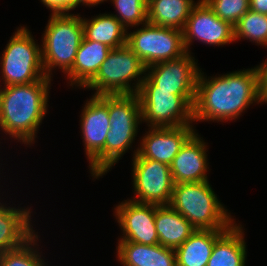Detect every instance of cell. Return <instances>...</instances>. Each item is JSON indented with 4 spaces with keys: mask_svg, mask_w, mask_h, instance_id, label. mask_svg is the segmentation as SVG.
Wrapping results in <instances>:
<instances>
[{
    "mask_svg": "<svg viewBox=\"0 0 267 266\" xmlns=\"http://www.w3.org/2000/svg\"><path fill=\"white\" fill-rule=\"evenodd\" d=\"M41 55L44 72L51 77L58 67L66 74L73 66L84 37L80 14H50L42 35Z\"/></svg>",
    "mask_w": 267,
    "mask_h": 266,
    "instance_id": "obj_4",
    "label": "cell"
},
{
    "mask_svg": "<svg viewBox=\"0 0 267 266\" xmlns=\"http://www.w3.org/2000/svg\"><path fill=\"white\" fill-rule=\"evenodd\" d=\"M192 53L175 60L155 63L146 67V76L139 90H165L175 95H196L200 71Z\"/></svg>",
    "mask_w": 267,
    "mask_h": 266,
    "instance_id": "obj_11",
    "label": "cell"
},
{
    "mask_svg": "<svg viewBox=\"0 0 267 266\" xmlns=\"http://www.w3.org/2000/svg\"><path fill=\"white\" fill-rule=\"evenodd\" d=\"M104 1H107V0H77V8H78V5H83V6H88V7H93V6H96L100 3H103Z\"/></svg>",
    "mask_w": 267,
    "mask_h": 266,
    "instance_id": "obj_32",
    "label": "cell"
},
{
    "mask_svg": "<svg viewBox=\"0 0 267 266\" xmlns=\"http://www.w3.org/2000/svg\"><path fill=\"white\" fill-rule=\"evenodd\" d=\"M37 233L21 247L1 253L0 266H47L48 264L41 257L42 252L36 248L39 246Z\"/></svg>",
    "mask_w": 267,
    "mask_h": 266,
    "instance_id": "obj_26",
    "label": "cell"
},
{
    "mask_svg": "<svg viewBox=\"0 0 267 266\" xmlns=\"http://www.w3.org/2000/svg\"><path fill=\"white\" fill-rule=\"evenodd\" d=\"M242 225L236 221L215 241L207 266H245L247 249Z\"/></svg>",
    "mask_w": 267,
    "mask_h": 266,
    "instance_id": "obj_21",
    "label": "cell"
},
{
    "mask_svg": "<svg viewBox=\"0 0 267 266\" xmlns=\"http://www.w3.org/2000/svg\"><path fill=\"white\" fill-rule=\"evenodd\" d=\"M207 145L198 132L185 142L169 165L174 184L208 181Z\"/></svg>",
    "mask_w": 267,
    "mask_h": 266,
    "instance_id": "obj_16",
    "label": "cell"
},
{
    "mask_svg": "<svg viewBox=\"0 0 267 266\" xmlns=\"http://www.w3.org/2000/svg\"><path fill=\"white\" fill-rule=\"evenodd\" d=\"M108 1V0H107ZM117 20L129 31V27H139L148 22V0H111Z\"/></svg>",
    "mask_w": 267,
    "mask_h": 266,
    "instance_id": "obj_27",
    "label": "cell"
},
{
    "mask_svg": "<svg viewBox=\"0 0 267 266\" xmlns=\"http://www.w3.org/2000/svg\"><path fill=\"white\" fill-rule=\"evenodd\" d=\"M250 10L267 15V0H250Z\"/></svg>",
    "mask_w": 267,
    "mask_h": 266,
    "instance_id": "obj_31",
    "label": "cell"
},
{
    "mask_svg": "<svg viewBox=\"0 0 267 266\" xmlns=\"http://www.w3.org/2000/svg\"><path fill=\"white\" fill-rule=\"evenodd\" d=\"M192 8L183 29V42L186 52L191 53L190 46L194 40L209 45L224 46L236 42L234 27L220 19L203 0Z\"/></svg>",
    "mask_w": 267,
    "mask_h": 266,
    "instance_id": "obj_13",
    "label": "cell"
},
{
    "mask_svg": "<svg viewBox=\"0 0 267 266\" xmlns=\"http://www.w3.org/2000/svg\"><path fill=\"white\" fill-rule=\"evenodd\" d=\"M211 186L209 180L174 184L169 205L197 230H227L234 218Z\"/></svg>",
    "mask_w": 267,
    "mask_h": 266,
    "instance_id": "obj_3",
    "label": "cell"
},
{
    "mask_svg": "<svg viewBox=\"0 0 267 266\" xmlns=\"http://www.w3.org/2000/svg\"><path fill=\"white\" fill-rule=\"evenodd\" d=\"M110 130L105 140V173L132 148L142 123L138 94L108 95Z\"/></svg>",
    "mask_w": 267,
    "mask_h": 266,
    "instance_id": "obj_6",
    "label": "cell"
},
{
    "mask_svg": "<svg viewBox=\"0 0 267 266\" xmlns=\"http://www.w3.org/2000/svg\"><path fill=\"white\" fill-rule=\"evenodd\" d=\"M142 122L148 127L193 125L196 95H175L165 90H139Z\"/></svg>",
    "mask_w": 267,
    "mask_h": 266,
    "instance_id": "obj_10",
    "label": "cell"
},
{
    "mask_svg": "<svg viewBox=\"0 0 267 266\" xmlns=\"http://www.w3.org/2000/svg\"><path fill=\"white\" fill-rule=\"evenodd\" d=\"M91 18H82L85 39L106 44L111 49L126 45L128 31L112 13Z\"/></svg>",
    "mask_w": 267,
    "mask_h": 266,
    "instance_id": "obj_23",
    "label": "cell"
},
{
    "mask_svg": "<svg viewBox=\"0 0 267 266\" xmlns=\"http://www.w3.org/2000/svg\"><path fill=\"white\" fill-rule=\"evenodd\" d=\"M155 226L159 244L176 249L197 229L170 205L155 204Z\"/></svg>",
    "mask_w": 267,
    "mask_h": 266,
    "instance_id": "obj_20",
    "label": "cell"
},
{
    "mask_svg": "<svg viewBox=\"0 0 267 266\" xmlns=\"http://www.w3.org/2000/svg\"><path fill=\"white\" fill-rule=\"evenodd\" d=\"M209 77L200 69L193 106L194 122L236 120L253 103L261 104L257 66Z\"/></svg>",
    "mask_w": 267,
    "mask_h": 266,
    "instance_id": "obj_1",
    "label": "cell"
},
{
    "mask_svg": "<svg viewBox=\"0 0 267 266\" xmlns=\"http://www.w3.org/2000/svg\"><path fill=\"white\" fill-rule=\"evenodd\" d=\"M51 14H69L77 7V0H40Z\"/></svg>",
    "mask_w": 267,
    "mask_h": 266,
    "instance_id": "obj_29",
    "label": "cell"
},
{
    "mask_svg": "<svg viewBox=\"0 0 267 266\" xmlns=\"http://www.w3.org/2000/svg\"><path fill=\"white\" fill-rule=\"evenodd\" d=\"M194 125L149 127L133 155L170 165L185 142L196 132Z\"/></svg>",
    "mask_w": 267,
    "mask_h": 266,
    "instance_id": "obj_15",
    "label": "cell"
},
{
    "mask_svg": "<svg viewBox=\"0 0 267 266\" xmlns=\"http://www.w3.org/2000/svg\"><path fill=\"white\" fill-rule=\"evenodd\" d=\"M29 29L20 26L7 42L0 57L3 87L33 83L47 77L41 55V45Z\"/></svg>",
    "mask_w": 267,
    "mask_h": 266,
    "instance_id": "obj_7",
    "label": "cell"
},
{
    "mask_svg": "<svg viewBox=\"0 0 267 266\" xmlns=\"http://www.w3.org/2000/svg\"><path fill=\"white\" fill-rule=\"evenodd\" d=\"M126 45L146 67L178 59L187 53L183 42V31L159 27L148 22L133 32H127Z\"/></svg>",
    "mask_w": 267,
    "mask_h": 266,
    "instance_id": "obj_9",
    "label": "cell"
},
{
    "mask_svg": "<svg viewBox=\"0 0 267 266\" xmlns=\"http://www.w3.org/2000/svg\"><path fill=\"white\" fill-rule=\"evenodd\" d=\"M226 230H196L175 249L177 266H207L215 241Z\"/></svg>",
    "mask_w": 267,
    "mask_h": 266,
    "instance_id": "obj_22",
    "label": "cell"
},
{
    "mask_svg": "<svg viewBox=\"0 0 267 266\" xmlns=\"http://www.w3.org/2000/svg\"><path fill=\"white\" fill-rule=\"evenodd\" d=\"M145 76L146 66L125 45L110 51L96 75L83 88L96 90L95 96L137 94Z\"/></svg>",
    "mask_w": 267,
    "mask_h": 266,
    "instance_id": "obj_5",
    "label": "cell"
},
{
    "mask_svg": "<svg viewBox=\"0 0 267 266\" xmlns=\"http://www.w3.org/2000/svg\"><path fill=\"white\" fill-rule=\"evenodd\" d=\"M80 127L89 170L93 178L105 174V140L110 130L108 95H92L81 111Z\"/></svg>",
    "mask_w": 267,
    "mask_h": 266,
    "instance_id": "obj_8",
    "label": "cell"
},
{
    "mask_svg": "<svg viewBox=\"0 0 267 266\" xmlns=\"http://www.w3.org/2000/svg\"><path fill=\"white\" fill-rule=\"evenodd\" d=\"M234 39L267 47V15L249 10L234 26Z\"/></svg>",
    "mask_w": 267,
    "mask_h": 266,
    "instance_id": "obj_25",
    "label": "cell"
},
{
    "mask_svg": "<svg viewBox=\"0 0 267 266\" xmlns=\"http://www.w3.org/2000/svg\"><path fill=\"white\" fill-rule=\"evenodd\" d=\"M117 243L116 256L122 266H177L175 249L161 244Z\"/></svg>",
    "mask_w": 267,
    "mask_h": 266,
    "instance_id": "obj_19",
    "label": "cell"
},
{
    "mask_svg": "<svg viewBox=\"0 0 267 266\" xmlns=\"http://www.w3.org/2000/svg\"><path fill=\"white\" fill-rule=\"evenodd\" d=\"M115 206V219L123 231L118 242L159 244L155 226V204L137 203L127 199Z\"/></svg>",
    "mask_w": 267,
    "mask_h": 266,
    "instance_id": "obj_14",
    "label": "cell"
},
{
    "mask_svg": "<svg viewBox=\"0 0 267 266\" xmlns=\"http://www.w3.org/2000/svg\"><path fill=\"white\" fill-rule=\"evenodd\" d=\"M112 49L106 44L83 37L72 68L65 74L70 86L84 87L98 72Z\"/></svg>",
    "mask_w": 267,
    "mask_h": 266,
    "instance_id": "obj_18",
    "label": "cell"
},
{
    "mask_svg": "<svg viewBox=\"0 0 267 266\" xmlns=\"http://www.w3.org/2000/svg\"><path fill=\"white\" fill-rule=\"evenodd\" d=\"M134 198L137 203L169 205L173 191L170 166L166 163L141 158L132 159Z\"/></svg>",
    "mask_w": 267,
    "mask_h": 266,
    "instance_id": "obj_12",
    "label": "cell"
},
{
    "mask_svg": "<svg viewBox=\"0 0 267 266\" xmlns=\"http://www.w3.org/2000/svg\"><path fill=\"white\" fill-rule=\"evenodd\" d=\"M194 0H148V23L183 31Z\"/></svg>",
    "mask_w": 267,
    "mask_h": 266,
    "instance_id": "obj_24",
    "label": "cell"
},
{
    "mask_svg": "<svg viewBox=\"0 0 267 266\" xmlns=\"http://www.w3.org/2000/svg\"><path fill=\"white\" fill-rule=\"evenodd\" d=\"M265 61V62H264ZM257 66L259 72V97L260 102L267 103V59Z\"/></svg>",
    "mask_w": 267,
    "mask_h": 266,
    "instance_id": "obj_30",
    "label": "cell"
},
{
    "mask_svg": "<svg viewBox=\"0 0 267 266\" xmlns=\"http://www.w3.org/2000/svg\"><path fill=\"white\" fill-rule=\"evenodd\" d=\"M223 21L233 27L250 10V0H203Z\"/></svg>",
    "mask_w": 267,
    "mask_h": 266,
    "instance_id": "obj_28",
    "label": "cell"
},
{
    "mask_svg": "<svg viewBox=\"0 0 267 266\" xmlns=\"http://www.w3.org/2000/svg\"><path fill=\"white\" fill-rule=\"evenodd\" d=\"M52 78L0 86V131L31 146L47 114Z\"/></svg>",
    "mask_w": 267,
    "mask_h": 266,
    "instance_id": "obj_2",
    "label": "cell"
},
{
    "mask_svg": "<svg viewBox=\"0 0 267 266\" xmlns=\"http://www.w3.org/2000/svg\"><path fill=\"white\" fill-rule=\"evenodd\" d=\"M31 213L29 207L15 208L0 202V254L21 247L35 234Z\"/></svg>",
    "mask_w": 267,
    "mask_h": 266,
    "instance_id": "obj_17",
    "label": "cell"
}]
</instances>
